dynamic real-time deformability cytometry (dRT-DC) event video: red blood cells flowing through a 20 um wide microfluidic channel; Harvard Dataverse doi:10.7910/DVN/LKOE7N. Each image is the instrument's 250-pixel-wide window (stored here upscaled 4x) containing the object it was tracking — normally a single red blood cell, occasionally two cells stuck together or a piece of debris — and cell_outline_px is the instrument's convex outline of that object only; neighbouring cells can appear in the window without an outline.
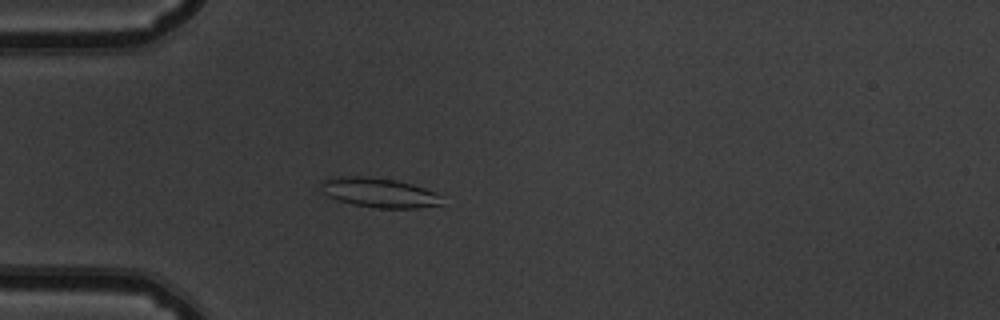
{"species": "common noctule bat (a hibernating species)", "species_latin": "Nyctalus noctula", "temperature_condition": "warm", "stored_images_in_passage": 53, "camera_frame_rate_fps": 3000, "um_per_image_px": 0.085, "animal": {"sex": "male", "body_mass_g": 19.5, "forearm_length_mm": 54.6}, "frame": {"image": 1, "passage_image": 15, "time_ms": 4.667, "image_size_px": [1000, 320], "cell_outline_px": [[444, 204], [416, 208], [380, 208], [352, 204], [336, 200], [328, 196], [324, 192], [324, 180], [336, 176], [364, 176], [396, 180], [412, 184], [436, 192], [440, 196]], "centroid_in_image_um": [32.27, 16.38], "position_along_channel_um": 52.7, "area_um2": 20.63}}
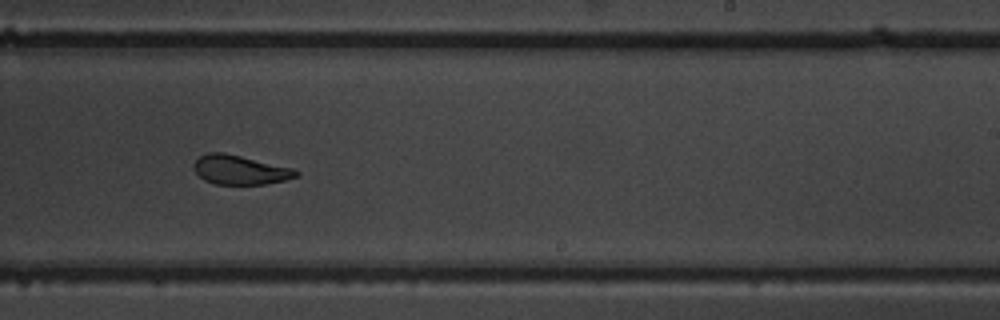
{"frame": {"image": 2, "passage_image": 33, "time_ms": 10.667, "image_size_px": [1000, 320], "cell_outline_px": [[300, 176], [284, 180], [264, 184], [216, 184], [204, 180], [192, 168], [192, 164], [200, 156], [208, 152], [224, 152], [296, 168], [300, 172]], "centroid_in_image_um": [20.43, 14.43], "position_along_channel_um": 268.6, "area_um2": 17.69}}
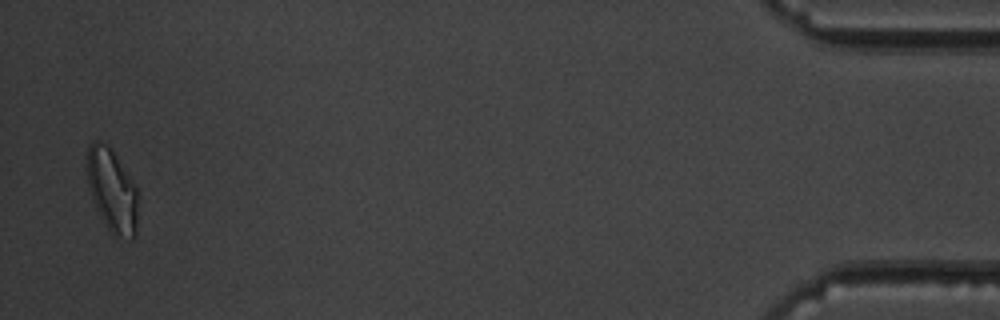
{"frame": {"image": 3, "passage_image": 52, "time_ms": 17.0, "image_size_px": [1000, 320], "cell_outline_px": [[136, 236], [132, 240], [116, 240], [100, 216], [96, 208], [88, 188], [84, 156], [88, 144], [96, 140], [100, 140], [108, 144], [112, 148], [136, 188]], "centroid_in_image_um": [9.47, 16.17], "position_along_channel_um": 425.7, "area_um2": 25.37}, "authors_computed_cell_mechanics": {"area_um2": 19.5942, "velocity_mm_per_s": 3.7853, "shape_relaxation_time_tau1_ms": 4.0178, "shape_relaxation_time_tau2_ms": 1.6048, "deformation_change_tau1": 0.1445, "deformation_change_tau2": 0.0753}}